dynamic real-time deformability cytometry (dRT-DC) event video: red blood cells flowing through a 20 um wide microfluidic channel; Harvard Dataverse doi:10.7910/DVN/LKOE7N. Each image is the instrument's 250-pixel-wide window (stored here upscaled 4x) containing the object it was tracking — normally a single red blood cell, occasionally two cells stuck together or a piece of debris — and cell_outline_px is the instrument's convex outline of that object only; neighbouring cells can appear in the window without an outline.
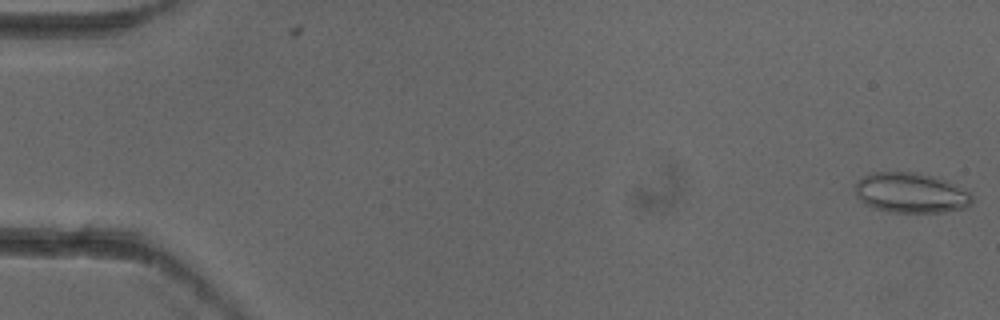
{"species": "common noctule bat (a hibernating species)", "species_latin": "Nyctalus noctula", "temperature_condition": "cold", "stored_images_in_passage": 4, "camera_frame_rate_fps": 3000, "um_per_image_px": 0.085, "animal": {"sex": "female"}, "frame": {"image": 1, "passage_image": 1, "time_ms": 0.0, "image_size_px": [1000, 320], "cell_outline_px": [[972, 204], [964, 208], [944, 212], [896, 212], [872, 208], [864, 204], [856, 196], [856, 184], [864, 176], [872, 172], [916, 172], [932, 176], [944, 180], [964, 188], [972, 196]], "centroid_in_image_um": [77.43, 16.4], "position_along_channel_um": 7.6, "area_um2": 27.28}}